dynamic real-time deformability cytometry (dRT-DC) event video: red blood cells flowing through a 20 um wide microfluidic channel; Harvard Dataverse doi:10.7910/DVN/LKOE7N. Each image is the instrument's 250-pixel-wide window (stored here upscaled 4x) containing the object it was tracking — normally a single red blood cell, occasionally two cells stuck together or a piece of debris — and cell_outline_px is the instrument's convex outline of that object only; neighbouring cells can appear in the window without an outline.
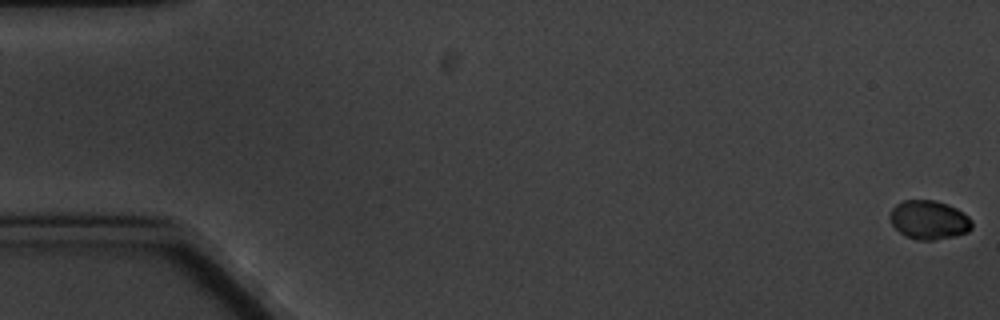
{"species": "common noctule bat (a hibernating species)", "species_latin": "Nyctalus noctula", "temperature_condition": "cold", "stored_images_in_passage": 7, "camera_frame_rate_fps": 3000, "um_per_image_px": 0.085, "animal": {"sex": "male", "body_mass_g": 20.1, "forearm_length_mm": 53.5}, "frame": {"image": 1, "passage_image": 1, "time_ms": 0.0, "image_size_px": [1000, 320], "cell_outline_px": [[972, 228], [968, 232], [956, 236], [932, 240], [916, 240], [900, 232], [888, 220], [888, 216], [892, 208], [896, 204], [904, 200], [932, 200], [948, 204], [956, 208], [968, 216], [972, 220]], "centroid_in_image_um": [78.96, 18.69], "position_along_channel_um": 6.0, "area_um2": 18.67}}
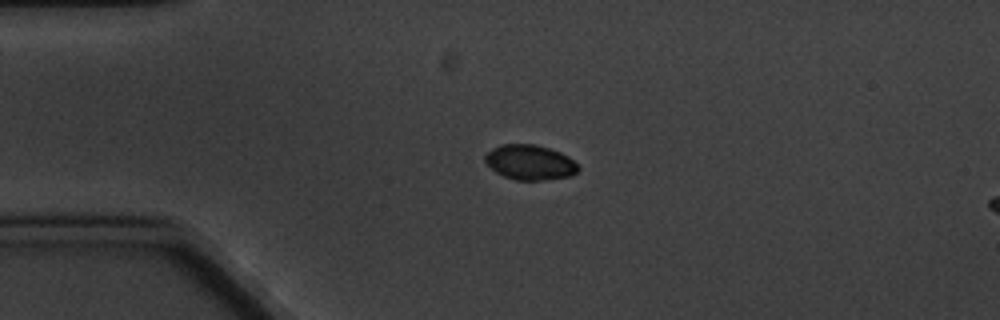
{"frame": {"image": 2, "passage_image": 5, "time_ms": 4.667, "image_size_px": [1000, 320], "cell_outline_px": [[580, 168], [576, 172], [568, 176], [544, 180], [516, 180], [504, 176], [496, 172], [484, 160], [484, 156], [492, 148], [500, 144], [536, 144], [560, 152], [568, 156]], "centroid_in_image_um": [45.02, 13.79], "position_along_channel_um": 40.0, "area_um2": 18.84}}